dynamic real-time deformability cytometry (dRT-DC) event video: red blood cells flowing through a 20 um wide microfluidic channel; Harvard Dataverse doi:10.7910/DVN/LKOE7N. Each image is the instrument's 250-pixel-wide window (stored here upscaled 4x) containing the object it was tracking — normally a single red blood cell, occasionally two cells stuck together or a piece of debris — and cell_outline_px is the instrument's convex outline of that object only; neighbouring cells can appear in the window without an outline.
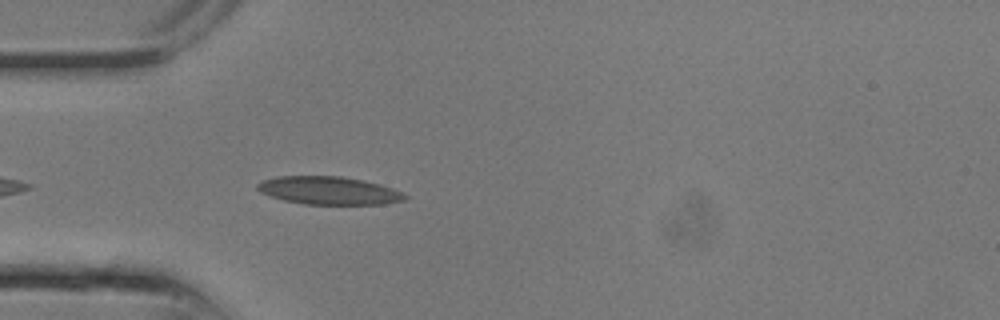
{"species": "common noctule bat (a hibernating species)", "species_latin": "Nyctalus noctula", "temperature_condition": "room temperature", "stored_images_in_passage": 6, "camera_frame_rate_fps": 3000, "um_per_image_px": 0.085, "animal": {"sex": "male", "body_mass_g": 13.3}, "frame": {"image": 1, "passage_image": 6, "time_ms": 1.667, "image_size_px": [1000, 320], "cell_outline_px": [[408, 196], [404, 200], [384, 204], [304, 204], [284, 200], [260, 192], [256, 188], [256, 184], [264, 180], [276, 176], [340, 176], [364, 180], [380, 184], [392, 188]], "centroid_in_image_um": [27.94, 16.19], "position_along_channel_um": 57.1, "area_um2": 23.93}}